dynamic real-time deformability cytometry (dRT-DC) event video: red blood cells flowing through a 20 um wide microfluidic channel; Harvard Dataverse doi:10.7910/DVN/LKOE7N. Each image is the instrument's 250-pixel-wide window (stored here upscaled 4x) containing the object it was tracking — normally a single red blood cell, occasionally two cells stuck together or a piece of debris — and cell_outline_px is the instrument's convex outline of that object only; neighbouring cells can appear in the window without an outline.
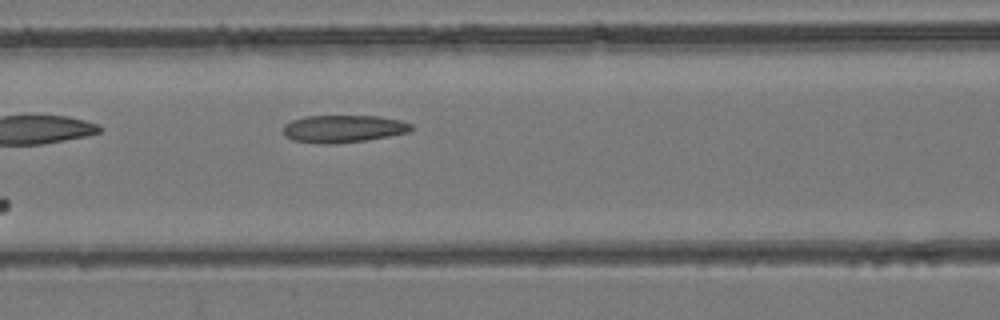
{"species": "common noctule bat (a hibernating species)", "species_latin": "Nyctalus noctula", "temperature_condition": "room temperature", "stored_images_in_passage": 5, "camera_frame_rate_fps": 3000, "um_per_image_px": 0.085, "animal": {"sex": "female", "body_mass_g": 24.6, "forearm_length_mm": 56.2}, "frame": {"image": 1, "passage_image": 5, "time_ms": 5.0, "image_size_px": [1000, 320], "cell_outline_px": [[412, 128], [408, 132], [388, 136], [364, 140], [336, 144], [316, 144], [292, 140], [284, 136], [284, 124], [292, 120], [304, 116], [380, 116], [400, 120], [412, 124]], "centroid_in_image_um": [29.14, 10.95], "position_along_channel_um": 137.5, "area_um2": 20.58}}